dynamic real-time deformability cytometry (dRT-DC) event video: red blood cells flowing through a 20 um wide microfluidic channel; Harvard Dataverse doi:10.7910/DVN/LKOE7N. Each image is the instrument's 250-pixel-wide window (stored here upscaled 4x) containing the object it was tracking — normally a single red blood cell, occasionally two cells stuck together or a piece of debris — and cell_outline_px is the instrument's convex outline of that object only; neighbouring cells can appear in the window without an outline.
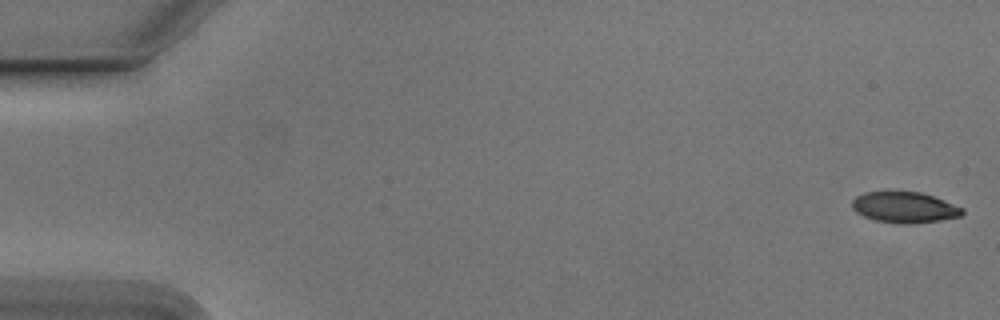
{"species": "Egyptian fruit bat (a non-hibernating species)", "species_latin": "Rousettus aegyptiacus", "temperature_condition": "cold", "stored_images_in_passage": 54, "camera_frame_rate_fps": 3000, "um_per_image_px": 0.085, "animal": {"sex": "male"}, "frame": {"image": 1, "passage_image": 1, "time_ms": 0.0, "image_size_px": [1000, 320], "cell_outline_px": [[964, 212], [960, 216], [940, 220], [916, 224], [900, 224], [876, 220], [864, 216], [856, 212], [852, 208], [852, 200], [856, 196], [864, 192], [920, 192], [944, 200], [964, 208]], "centroid_in_image_um": [76.88, 17.63], "position_along_channel_um": 8.1, "area_um2": 19.83}}
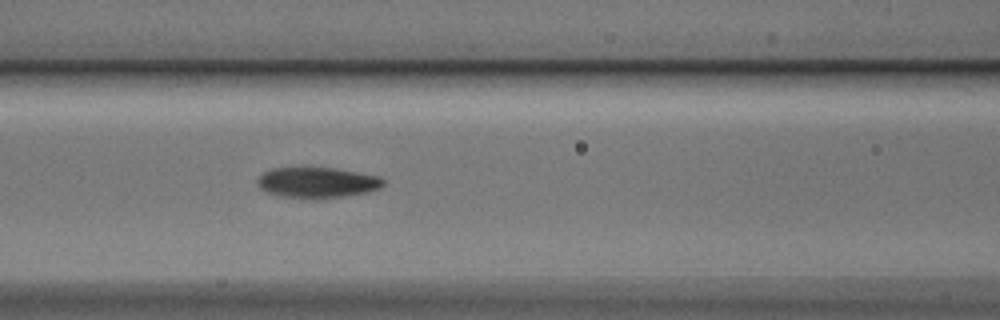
{"frame": {"image": 2, "passage_image": 23, "time_ms": 7.333, "image_size_px": [1000, 320], "cell_outline_px": [[384, 184], [380, 188], [368, 192], [348, 196], [316, 200], [280, 196], [268, 192], [260, 188], [256, 184], [256, 180], [264, 172], [272, 168], [304, 164], [336, 168], [380, 176], [384, 180]], "centroid_in_image_um": [26.94, 15.48], "position_along_channel_um": 139.7, "area_um2": 23.76}}
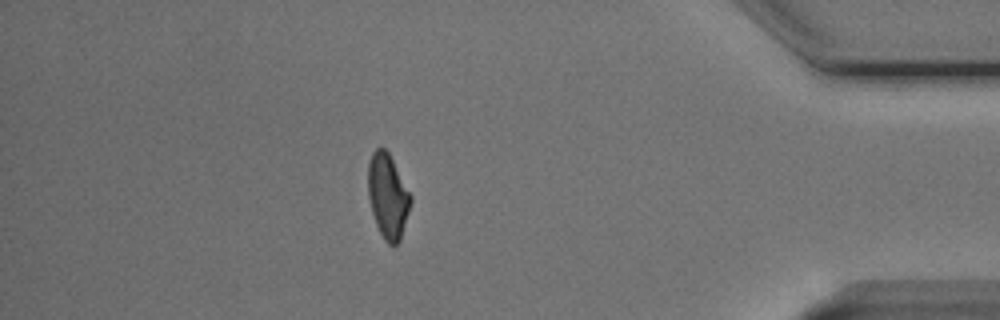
{"frame": {"image": 3, "passage_image": 47, "time_ms": 15.333, "image_size_px": [1000, 320], "cell_outline_px": [[412, 200], [400, 240], [392, 248], [384, 240], [376, 224], [372, 212], [368, 196], [368, 164], [372, 152], [376, 148], [384, 148], [388, 152], [412, 196]], "centroid_in_image_um": [32.96, 16.68], "position_along_channel_um": 402.2, "area_um2": 20.92}, "authors_computed_cell_mechanics": {"area_um2": 21.6461, "velocity_mm_per_s": 3.8027, "shape_relaxation_time_tau1_ms": 3.5362, "shape_relaxation_time_tau2_ms": 3.7691, "deformation_change_tau1": 0.1446, "deformation_change_tau2": 0.101}}